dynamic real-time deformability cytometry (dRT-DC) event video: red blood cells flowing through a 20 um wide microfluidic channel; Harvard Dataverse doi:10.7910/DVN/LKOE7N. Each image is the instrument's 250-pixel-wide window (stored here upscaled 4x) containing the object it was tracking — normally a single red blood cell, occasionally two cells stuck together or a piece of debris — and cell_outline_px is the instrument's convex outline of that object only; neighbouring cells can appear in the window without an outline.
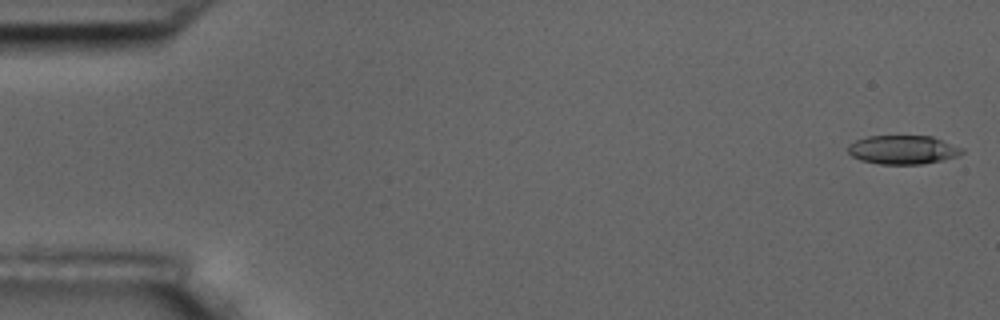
{"species": "common noctule bat (a hibernating species)", "species_latin": "Nyctalus noctula", "temperature_condition": "room temperature", "stored_images_in_passage": 15, "camera_frame_rate_fps": 3000, "um_per_image_px": 0.085, "animal": {"sex": "male", "body_mass_g": 17.5, "forearm_length_mm": 52.3}, "frame": {"image": 1, "passage_image": 1, "time_ms": 0.0, "image_size_px": [1000, 320], "cell_outline_px": [[964, 152], [956, 156], [940, 160], [920, 164], [880, 164], [860, 160], [852, 156], [848, 152], [848, 144], [856, 140], [868, 136], [932, 136], [964, 148]], "centroid_in_image_um": [76.73, 12.72], "position_along_channel_um": 8.3, "area_um2": 19.07}}
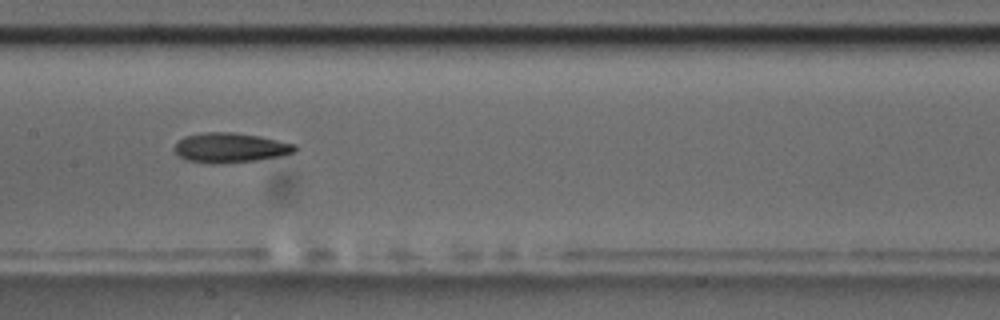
{"frame": {"image": 2, "passage_image": 8, "time_ms": 9.0, "image_size_px": [1000, 320], "cell_outline_px": [[300, 148], [296, 152], [280, 156], [256, 160], [212, 164], [188, 160], [180, 156], [172, 148], [184, 136], [204, 132], [232, 132], [260, 136], [296, 144]], "centroid_in_image_um": [19.61, 12.55], "position_along_channel_um": 187.8, "area_um2": 20.92}}
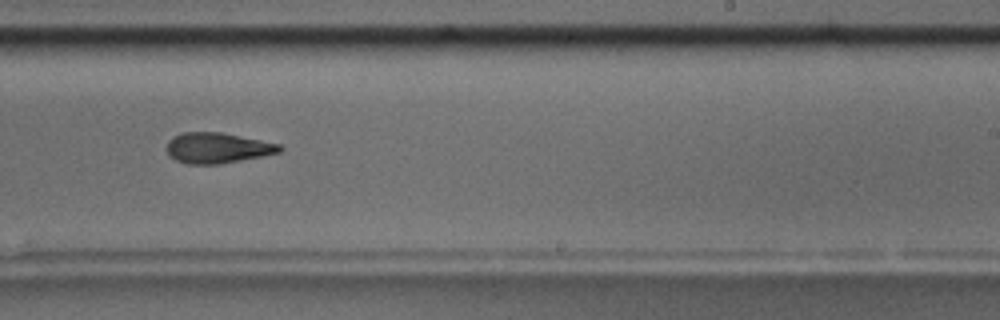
{"frame": {"image": 3, "passage_image": 10, "time_ms": 11.333, "image_size_px": [1000, 320], "cell_outline_px": [[284, 148], [280, 152], [220, 164], [188, 164], [176, 160], [168, 156], [164, 148], [168, 140], [172, 136], [180, 132], [220, 132], [280, 144]], "centroid_in_image_um": [18.4, 12.57], "position_along_channel_um": 270.6, "area_um2": 20.23}, "authors_computed_cell_mechanics": {"area_um2": 20.23, "velocity_mm_per_s": 3.5537, "shape_relaxation_time_tau1_ms": 4.3201, "shape_relaxation_time_tau2_ms": 4.9655, "deformation_change_tau1": 0.1617, "deformation_change_tau2": 0.1679}}